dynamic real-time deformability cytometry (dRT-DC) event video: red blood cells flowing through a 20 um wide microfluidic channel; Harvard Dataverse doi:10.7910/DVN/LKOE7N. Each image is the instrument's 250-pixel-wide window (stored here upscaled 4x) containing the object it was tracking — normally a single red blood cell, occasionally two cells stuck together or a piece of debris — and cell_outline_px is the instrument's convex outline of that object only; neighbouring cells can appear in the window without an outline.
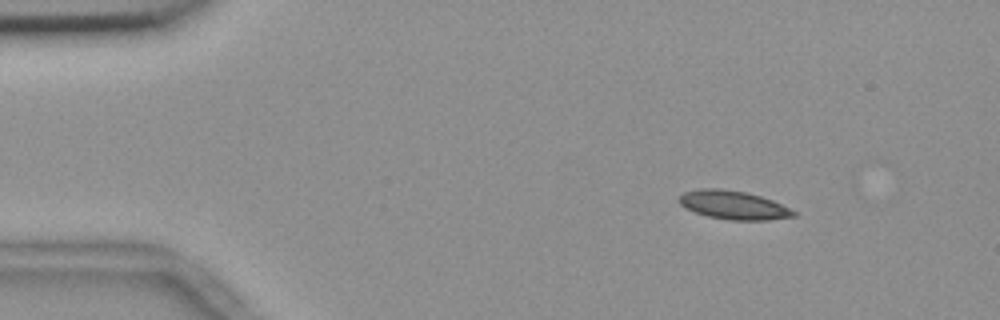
{"species": "common noctule bat (a hibernating species)", "species_latin": "Nyctalus noctula", "temperature_condition": "room temperature", "stored_images_in_passage": 49, "camera_frame_rate_fps": 3000, "um_per_image_px": 0.085, "animal": {"sex": "female", "body_mass_g": 18.4}, "frame": {"image": 1, "passage_image": 1, "time_ms": 0.0, "image_size_px": [1000, 320], "cell_outline_px": [[796, 216], [768, 220], [728, 220], [708, 216], [696, 212], [680, 204], [680, 196], [684, 192], [700, 188], [720, 188], [744, 192], [760, 196], [772, 200], [796, 212]], "centroid_in_image_um": [62.35, 17.43], "position_along_channel_um": 22.7, "area_um2": 18.79}}
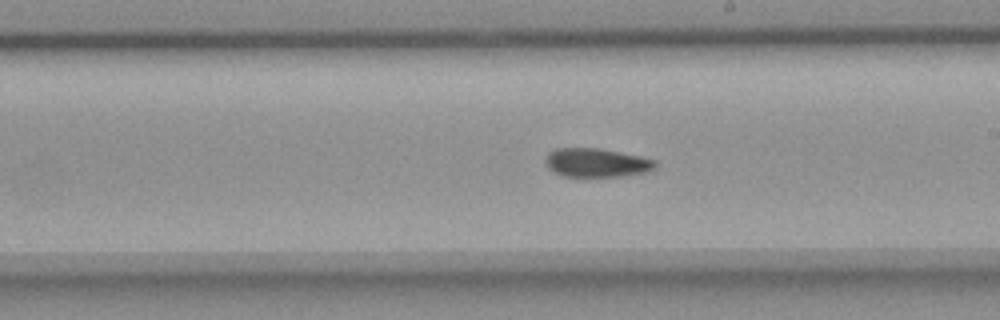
{"frame": {"image": 2, "passage_image": 25, "time_ms": 8.0, "image_size_px": [1000, 320], "cell_outline_px": [[656, 168], [644, 172], [620, 176], [564, 176], [552, 172], [548, 168], [544, 160], [548, 152], [556, 148], [600, 148], [640, 156], [656, 160]], "centroid_in_image_um": [50.67, 13.82], "position_along_channel_um": 238.3, "area_um2": 18.44}}
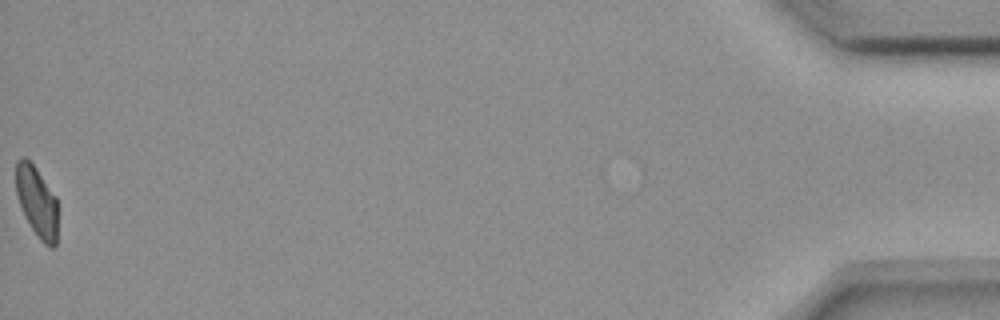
{"frame": {"image": 3, "passage_image": 49, "time_ms": 16.0, "image_size_px": [1000, 320], "cell_outline_px": [[56, 248], [48, 248], [40, 240], [24, 216], [16, 192], [16, 160], [20, 156], [24, 156], [36, 168], [56, 196]], "centroid_in_image_um": [3.12, 17.14], "position_along_channel_um": 432.1, "area_um2": 17.17}, "authors_computed_cell_mechanics": {"area_um2": 18.785, "velocity_mm_per_s": 3.6695, "shape_relaxation_time_tau1_ms": null, "shape_relaxation_time_tau2_ms": 5.1197, "deformation_change_tau1": null, "deformation_change_tau2": 0.0921}}